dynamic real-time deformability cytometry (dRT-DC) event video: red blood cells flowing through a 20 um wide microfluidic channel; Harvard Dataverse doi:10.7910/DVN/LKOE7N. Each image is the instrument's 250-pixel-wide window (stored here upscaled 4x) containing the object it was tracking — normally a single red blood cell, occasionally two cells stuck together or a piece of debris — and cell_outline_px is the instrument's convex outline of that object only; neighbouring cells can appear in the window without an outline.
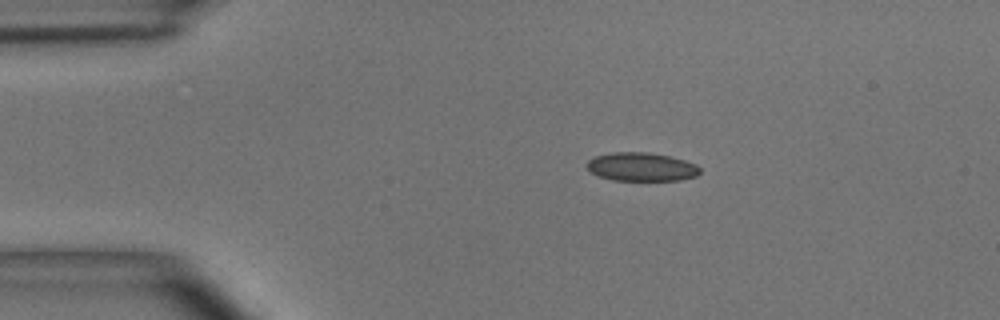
{"species": "common noctule bat (a hibernating species)", "species_latin": "Nyctalus noctula", "temperature_condition": "room temperature", "stored_images_in_passage": 33, "camera_frame_rate_fps": 3000, "um_per_image_px": 0.085, "animal": {"sex": "male", "body_mass_g": 15.6}, "frame": {"image": 1, "passage_image": 1, "time_ms": 0.0, "image_size_px": [1000, 320], "cell_outline_px": [[700, 172], [696, 176], [680, 180], [612, 180], [600, 176], [592, 172], [588, 168], [588, 160], [596, 156], [612, 152], [648, 152], [668, 156], [684, 160], [696, 164], [700, 168]], "centroid_in_image_um": [54.55, 14.18], "position_along_channel_um": 30.5, "area_um2": 18.61}}
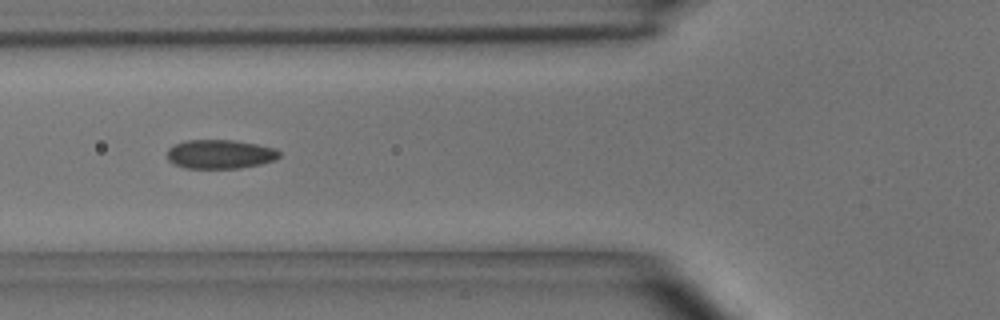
{"frame": {"image": 2, "passage_image": 10, "time_ms": 3.0, "image_size_px": [1000, 320], "cell_outline_px": [[280, 156], [276, 160], [260, 164], [240, 168], [184, 168], [172, 164], [168, 160], [168, 148], [176, 144], [188, 140], [232, 140], [256, 144], [272, 148], [280, 152]], "centroid_in_image_um": [18.69, 13.11], "position_along_channel_um": 107.1, "area_um2": 18.9}}
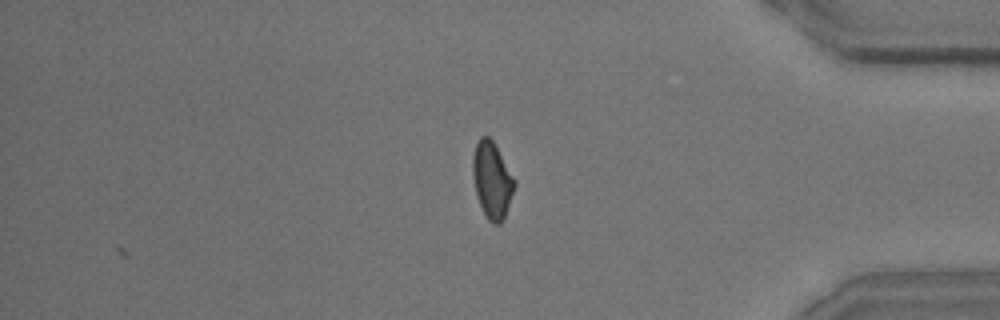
{"frame": {"image": 3, "passage_image": 33, "time_ms": 10.667, "image_size_px": [1000, 320], "cell_outline_px": [[516, 184], [504, 216], [500, 224], [492, 224], [488, 220], [480, 204], [476, 192], [472, 176], [472, 156], [476, 144], [480, 136], [488, 136], [492, 140], [516, 180]], "centroid_in_image_um": [41.81, 15.29], "position_along_channel_um": 393.4, "area_um2": 18.38}, "authors_computed_cell_mechanics": {"area_um2": 19.0162, "velocity_mm_per_s": 4.079, "shape_relaxation_time_tau1_ms": 3.5424, "shape_relaxation_time_tau2_ms": 1.6011, "deformation_change_tau1": 0.1079, "deformation_change_tau2": 0.0657}}